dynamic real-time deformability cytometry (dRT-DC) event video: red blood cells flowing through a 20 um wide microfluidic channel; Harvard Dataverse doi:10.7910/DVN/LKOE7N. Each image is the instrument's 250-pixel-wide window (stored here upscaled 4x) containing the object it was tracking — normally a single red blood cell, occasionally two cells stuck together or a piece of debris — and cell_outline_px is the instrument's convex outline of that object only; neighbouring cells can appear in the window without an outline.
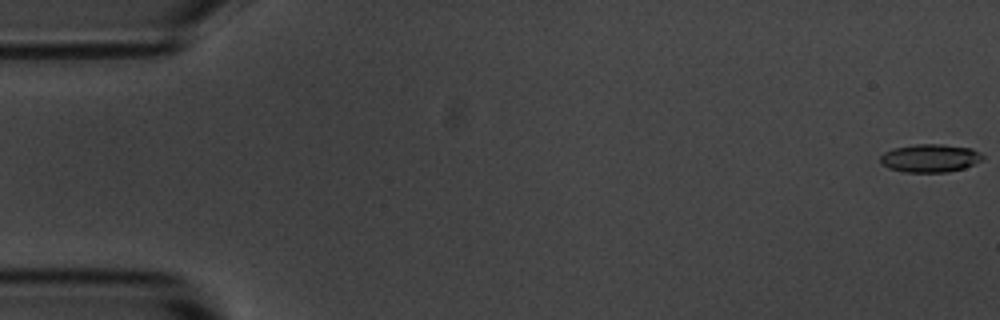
{"species": "common noctule bat (a hibernating species)", "species_latin": "Nyctalus noctula", "temperature_condition": "room temperature", "stored_images_in_passage": 6, "camera_frame_rate_fps": 3000, "um_per_image_px": 0.085, "animal": {"sex": "male", "body_mass_g": 20.1, "forearm_length_mm": 53.5}, "frame": {"image": 1, "passage_image": 1, "time_ms": 0.0, "image_size_px": [1000, 320], "cell_outline_px": [[984, 160], [964, 168], [948, 172], [904, 172], [888, 168], [880, 164], [880, 156], [884, 152], [896, 148], [916, 144], [940, 144], [972, 148], [980, 152], [984, 156]], "centroid_in_image_um": [79.07, 13.45], "position_along_channel_um": 5.9, "area_um2": 16.88}}
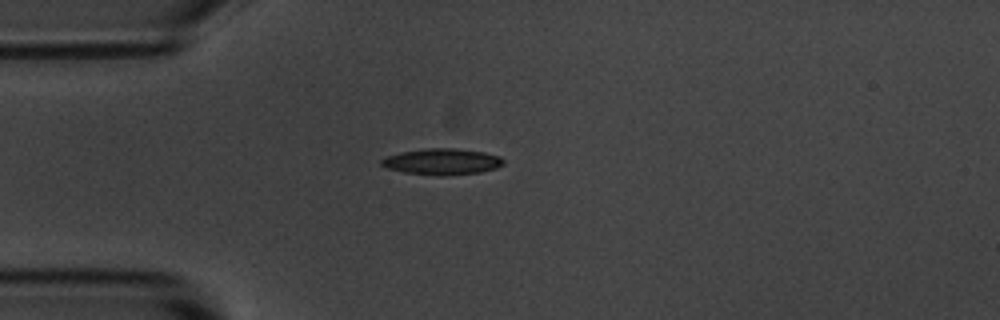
{"frame": {"image": 2, "passage_image": 5, "time_ms": 4.667, "image_size_px": [1000, 320], "cell_outline_px": [[504, 164], [496, 168], [480, 172], [440, 176], [404, 172], [388, 168], [380, 164], [380, 160], [388, 156], [404, 152], [428, 148], [456, 148], [484, 152], [500, 156], [504, 160]], "centroid_in_image_um": [37.62, 13.74], "position_along_channel_um": 47.4, "area_um2": 18.44}}